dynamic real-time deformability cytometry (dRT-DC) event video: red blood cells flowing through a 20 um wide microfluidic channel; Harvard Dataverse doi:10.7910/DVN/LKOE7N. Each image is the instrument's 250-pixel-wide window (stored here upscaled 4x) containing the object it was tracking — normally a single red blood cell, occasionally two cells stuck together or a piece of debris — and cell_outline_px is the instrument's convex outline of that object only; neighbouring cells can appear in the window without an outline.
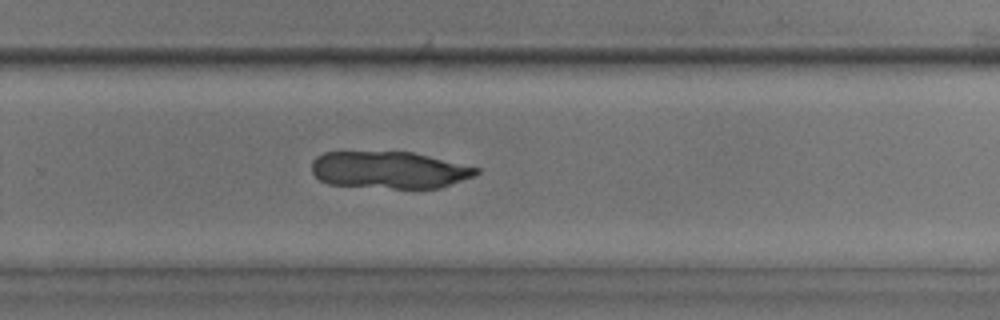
{"species": "common noctule bat (a hibernating species)", "species_latin": "Nyctalus noctula", "temperature_condition": "room temperature", "stored_images_in_passage": 50, "camera_frame_rate_fps": 3000, "um_per_image_px": 0.085, "animal": {"sex": "male", "body_mass_g": 17.9, "forearm_length_mm": 54.2}, "frame": {"image": 1, "passage_image": 32, "time_ms": 10.333, "image_size_px": [1000, 320], "cell_outline_px": [[480, 172], [472, 176], [440, 188], [392, 188], [328, 184], [320, 180], [312, 172], [312, 160], [316, 156], [324, 152], [412, 152], [480, 168]], "centroid_in_image_um": [33.06, 14.44], "position_along_channel_um": 296.7, "area_um2": 35.32}}
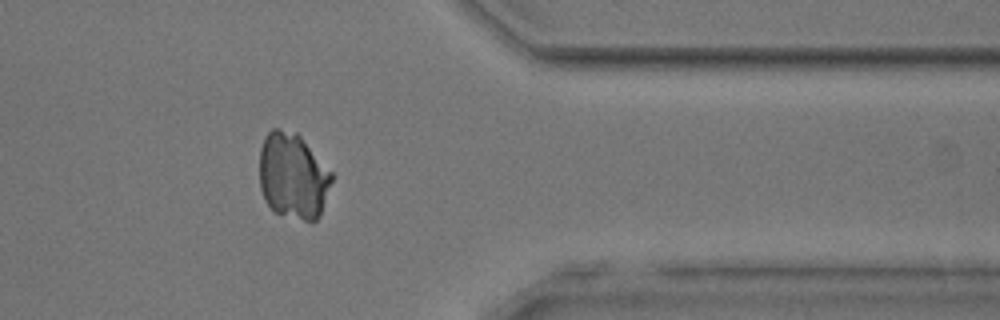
{"frame": {"image": 2, "passage_image": 40, "time_ms": 13.0, "image_size_px": [1000, 320], "cell_outline_px": [[332, 180], [320, 216], [316, 220], [304, 220], [276, 212], [264, 200], [260, 188], [260, 148], [264, 136], [272, 128], [276, 128], [296, 132], [300, 136], [332, 172]], "centroid_in_image_um": [24.89, 14.93], "position_along_channel_um": 386.5, "area_um2": 36.01}}
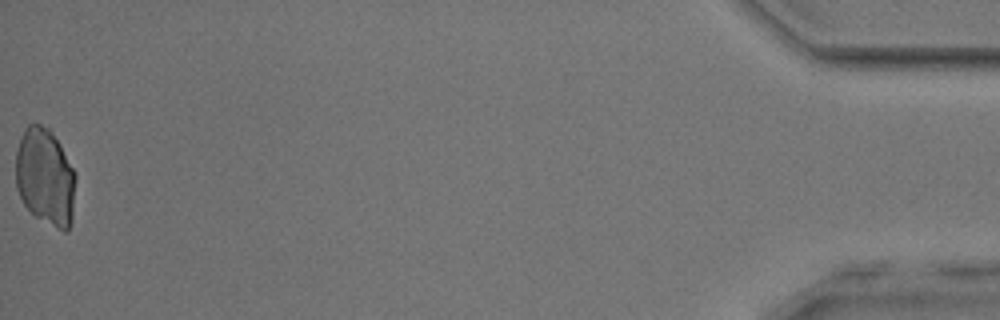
{"frame": {"image": 3, "passage_image": 50, "time_ms": 16.333, "image_size_px": [1000, 320], "cell_outline_px": [[76, 180], [72, 224], [68, 232], [64, 232], [36, 216], [24, 204], [16, 188], [16, 152], [24, 128], [28, 124], [40, 124], [48, 128], [60, 144], [76, 176]], "centroid_in_image_um": [3.86, 15.06], "position_along_channel_um": 431.3, "area_um2": 33.93}}